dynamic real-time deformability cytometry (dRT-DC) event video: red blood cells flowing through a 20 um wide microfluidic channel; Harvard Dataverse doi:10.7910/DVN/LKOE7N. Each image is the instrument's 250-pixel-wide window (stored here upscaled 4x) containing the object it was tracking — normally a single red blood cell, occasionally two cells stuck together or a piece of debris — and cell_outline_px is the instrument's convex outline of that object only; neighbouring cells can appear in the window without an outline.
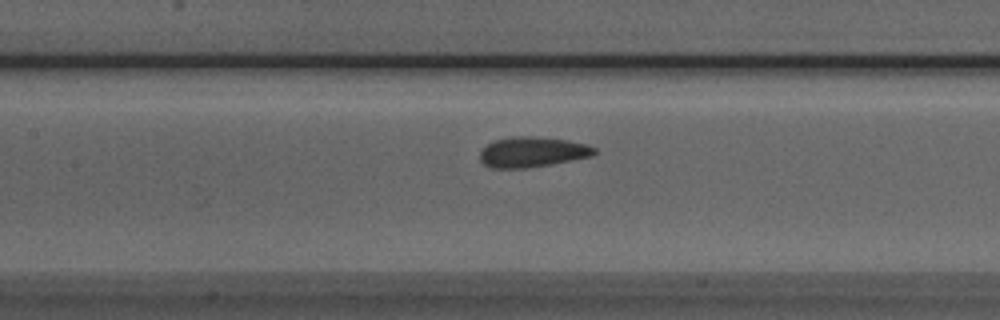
{"species": "Egyptian fruit bat (a non-hibernating species)", "species_latin": "Rousettus aegyptiacus", "temperature_condition": "room temperature", "stored_images_in_passage": 44, "camera_frame_rate_fps": 3000, "um_per_image_px": 0.085, "animal": {"sex": "male"}, "frame": {"image": 1, "passage_image": 18, "time_ms": 5.667, "image_size_px": [1000, 320], "cell_outline_px": [[596, 152], [592, 156], [552, 164], [524, 168], [492, 168], [484, 164], [480, 160], [480, 152], [488, 144], [496, 140], [512, 136], [532, 136], [564, 140], [588, 144], [596, 148]], "centroid_in_image_um": [45.25, 12.92], "position_along_channel_um": 162.1, "area_um2": 20.06}}
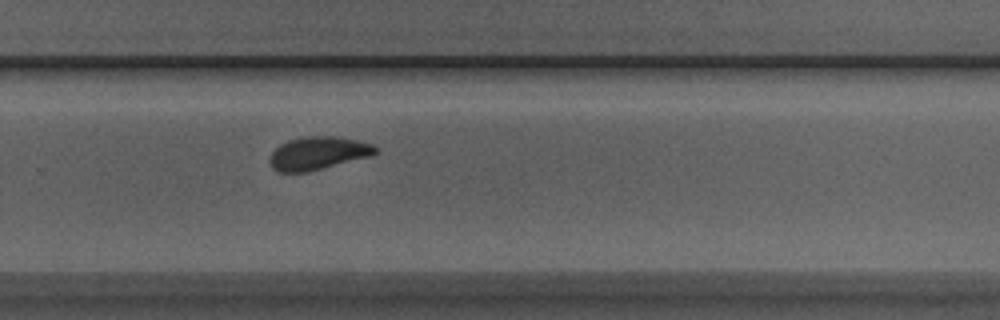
{"frame": {"image": 2, "passage_image": 29, "time_ms": 9.333, "image_size_px": [1000, 320], "cell_outline_px": [[380, 152], [372, 156], [308, 172], [276, 172], [272, 168], [268, 160], [272, 152], [280, 144], [288, 140], [308, 136], [340, 136], [372, 144], [380, 148]], "centroid_in_image_um": [27.07, 13.02], "position_along_channel_um": 302.7, "area_um2": 20.69}}
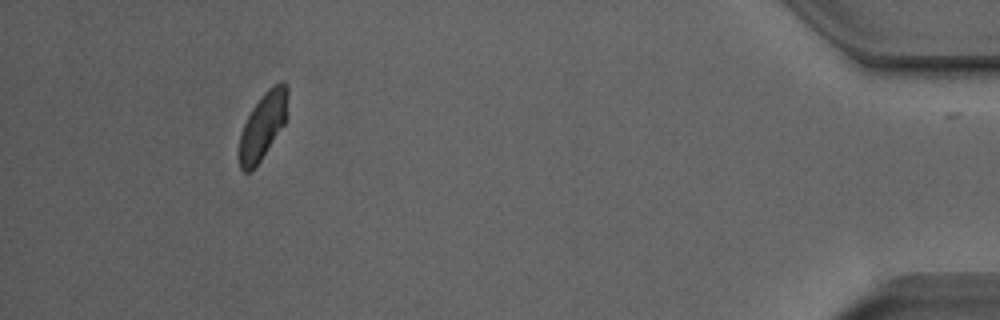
{"frame": {"image": 3, "passage_image": 43, "time_ms": 14.0, "image_size_px": [1000, 320], "cell_outline_px": [[288, 92], [284, 124], [260, 160], [248, 172], [244, 172], [240, 168], [240, 136], [244, 124], [252, 108], [264, 92], [272, 84], [280, 80], [284, 80], [288, 84]], "centroid_in_image_um": [22.37, 10.6], "position_along_channel_um": 412.8, "area_um2": 18.38}, "authors_computed_cell_mechanics": {"area_um2": 20.23, "velocity_mm_per_s": 3.8454, "shape_relaxation_time_tau1_ms": null, "shape_relaxation_time_tau2_ms": 2.574, "deformation_change_tau1": null, "deformation_change_tau2": 0.0653}}